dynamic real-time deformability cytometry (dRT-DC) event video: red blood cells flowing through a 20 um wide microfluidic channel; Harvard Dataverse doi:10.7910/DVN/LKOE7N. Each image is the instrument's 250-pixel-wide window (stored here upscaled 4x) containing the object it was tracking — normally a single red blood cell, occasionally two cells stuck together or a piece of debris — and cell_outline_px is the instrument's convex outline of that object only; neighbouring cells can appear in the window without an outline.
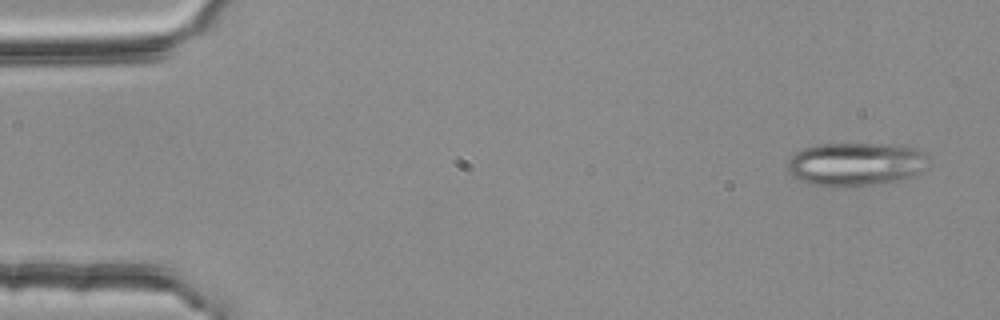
{"species": "common noctule bat (a hibernating species)", "species_latin": "Nyctalus noctula", "temperature_condition": "room temperature", "stored_images_in_passage": 54, "segment_of_instrument_passage": [1, 2], "camera_frame_rate_fps": 3000, "um_per_image_px": 0.085, "animal": {"sex": "female", "body_mass_g": 25.1}, "frame": {"image": 1, "passage_image": 3, "time_ms": 0.667, "image_size_px": [1000, 320], "cell_outline_px": [[928, 156], [924, 168], [916, 176], [896, 180], [868, 184], [836, 188], [832, 188], [812, 184], [800, 180], [792, 176], [788, 172], [788, 160], [796, 152], [804, 148], [820, 144], [896, 144], [916, 148]], "centroid_in_image_um": [72.72, 13.95], "position_along_channel_um": 12.3, "area_um2": 35.66}}